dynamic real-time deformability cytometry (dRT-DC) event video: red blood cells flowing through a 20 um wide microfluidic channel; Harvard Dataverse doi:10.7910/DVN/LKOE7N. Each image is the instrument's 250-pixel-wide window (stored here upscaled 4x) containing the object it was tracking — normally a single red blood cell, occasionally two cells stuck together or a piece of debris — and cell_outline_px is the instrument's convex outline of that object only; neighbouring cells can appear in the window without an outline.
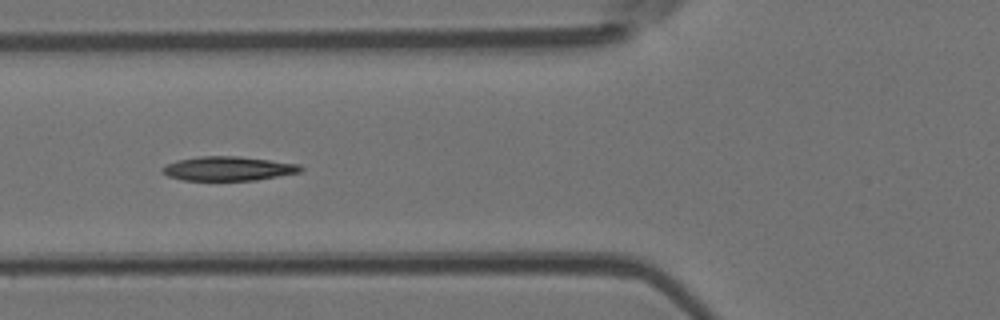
{"species": "Egyptian fruit bat (a non-hibernating species)", "species_latin": "Rousettus aegyptiacus", "temperature_condition": "room temperature", "stored_images_in_passage": 5, "camera_frame_rate_fps": 3000, "um_per_image_px": 0.085, "animal": {"sex": "female"}, "frame": {"image": 1, "passage_image": 3, "time_ms": 2.333, "image_size_px": [1000, 320], "cell_outline_px": [[304, 168], [300, 172], [256, 180], [180, 180], [168, 176], [160, 172], [160, 168], [176, 160], [200, 156], [240, 156], [300, 164]], "centroid_in_image_um": [19.37, 14.32], "position_along_channel_um": 106.4, "area_um2": 19.59}}
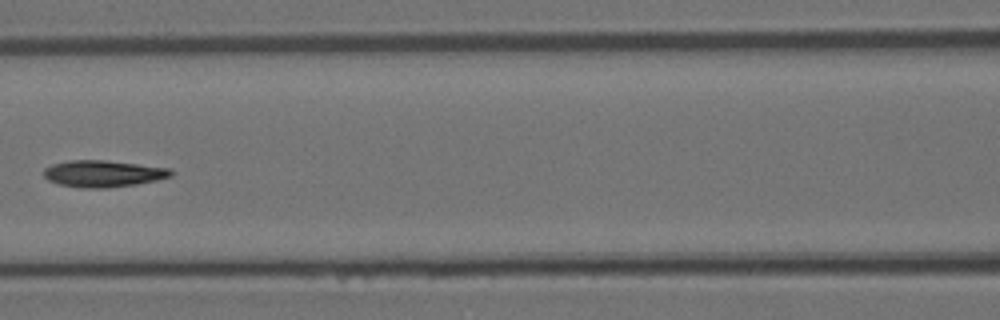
{"frame": {"image": 2, "passage_image": 4, "time_ms": 3.667, "image_size_px": [1000, 320], "cell_outline_px": [[172, 176], [156, 180], [136, 184], [108, 188], [80, 188], [60, 184], [48, 180], [44, 176], [44, 168], [52, 164], [68, 160], [104, 160], [168, 168], [172, 172]], "centroid_in_image_um": [8.72, 14.76], "position_along_channel_um": 157.9, "area_um2": 19.65}}
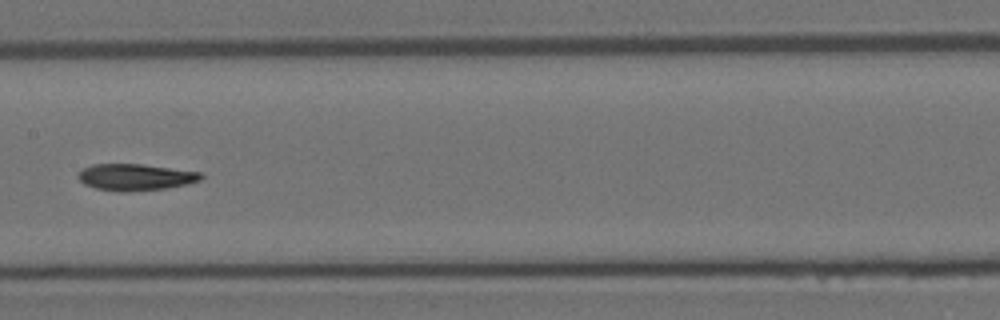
{"frame": {"image": 3, "passage_image": 5, "time_ms": 4.667, "image_size_px": [1000, 320], "cell_outline_px": [[204, 176], [200, 180], [188, 184], [168, 188], [128, 192], [116, 192], [96, 188], [84, 184], [76, 176], [84, 168], [92, 164], [140, 164], [204, 172]], "centroid_in_image_um": [11.55, 15.06], "position_along_channel_um": 195.9, "area_um2": 19.25}}